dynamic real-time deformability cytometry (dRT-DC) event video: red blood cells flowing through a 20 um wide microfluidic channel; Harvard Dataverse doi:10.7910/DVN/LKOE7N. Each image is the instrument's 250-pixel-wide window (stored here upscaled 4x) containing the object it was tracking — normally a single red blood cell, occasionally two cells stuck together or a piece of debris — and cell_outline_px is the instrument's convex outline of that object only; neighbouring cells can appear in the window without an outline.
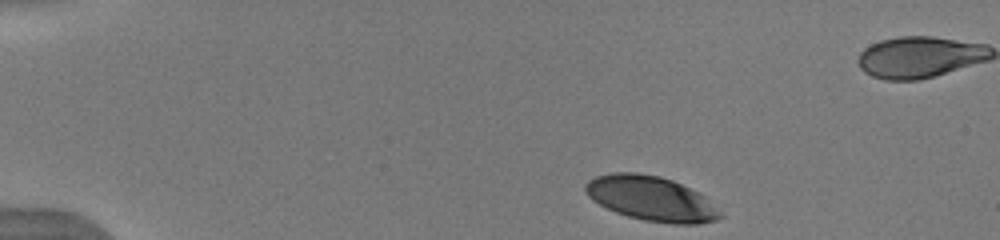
{"species": "human", "species_latin": "Homo sapiens", "temperature_condition": "warm", "stored_images_in_passage": 43, "camera_frame_rate_fps": 3000, "um_per_image_px": 0.085, "donor": {"sex": "male"}, "frame": {"image": 1, "passage_image": 1, "time_ms": 0.0, "image_size_px": [1000, 240], "cell_outline_px": [[724, 216], [716, 220], [696, 224], [672, 224], [644, 220], [628, 216], [616, 212], [592, 200], [588, 196], [584, 188], [584, 184], [588, 180], [596, 176], [612, 172], [636, 172], [660, 176], [672, 180], [700, 192]], "centroid_in_image_um": [55.34, 16.86], "position_along_channel_um": 29.7, "area_um2": 35.08}}